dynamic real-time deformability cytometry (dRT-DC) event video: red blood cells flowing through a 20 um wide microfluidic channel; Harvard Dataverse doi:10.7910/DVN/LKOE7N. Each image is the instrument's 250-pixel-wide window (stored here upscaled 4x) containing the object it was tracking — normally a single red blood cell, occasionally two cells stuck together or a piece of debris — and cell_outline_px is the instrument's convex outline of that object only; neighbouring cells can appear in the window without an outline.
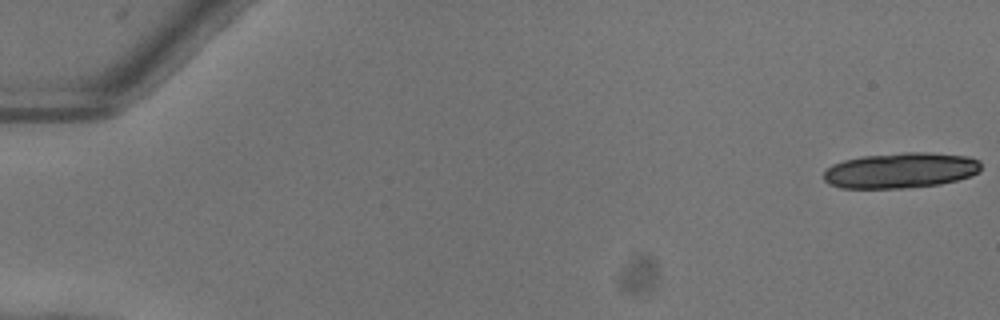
{"species": "common noctule bat (a hibernating species)", "species_latin": "Nyctalus noctula", "temperature_condition": "warm", "stored_images_in_passage": 4, "camera_frame_rate_fps": 3000, "um_per_image_px": 0.085, "animal": {"sex": "female"}, "frame": {"image": 1, "passage_image": 1, "time_ms": 0.0, "image_size_px": [1000, 320], "cell_outline_px": [[980, 172], [956, 180], [940, 184], [904, 188], [840, 188], [828, 184], [824, 180], [824, 172], [832, 164], [844, 160], [864, 156], [904, 152], [928, 152], [964, 156], [980, 160]], "centroid_in_image_um": [76.53, 14.48], "position_along_channel_um": 8.5, "area_um2": 32.48}}